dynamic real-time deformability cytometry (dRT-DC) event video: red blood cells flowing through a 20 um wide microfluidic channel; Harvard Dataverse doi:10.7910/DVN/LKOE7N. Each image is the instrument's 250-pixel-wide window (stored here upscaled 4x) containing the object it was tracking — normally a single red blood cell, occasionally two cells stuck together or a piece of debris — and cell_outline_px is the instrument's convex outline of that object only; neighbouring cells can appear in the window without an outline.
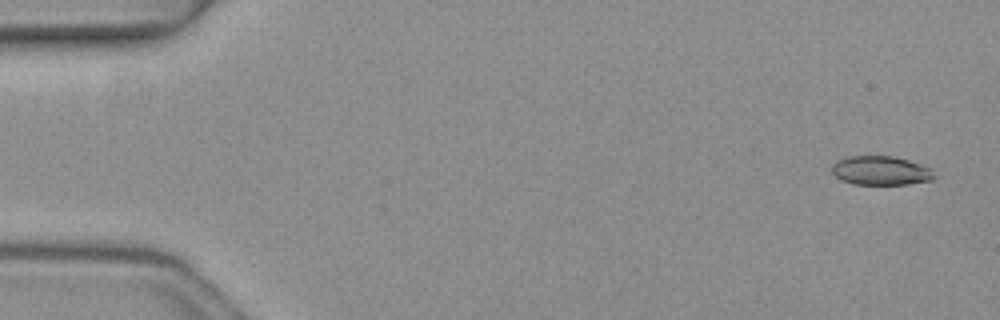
{"species": "common noctule bat (a hibernating species)", "species_latin": "Nyctalus noctula", "temperature_condition": "warm", "stored_images_in_passage": 4, "camera_frame_rate_fps": 3000, "um_per_image_px": 0.085, "animal": {"sex": "female", "body_mass_g": 19.3, "forearm_length_mm": 54.1}, "frame": {"image": 1, "passage_image": 1, "time_ms": 0.0, "image_size_px": [1000, 320], "cell_outline_px": [[936, 176], [932, 180], [908, 184], [856, 184], [840, 180], [832, 172], [832, 164], [836, 160], [848, 156], [892, 156], [908, 160], [928, 168]], "centroid_in_image_um": [74.82, 14.5], "position_along_channel_um": 10.2, "area_um2": 17.17}}
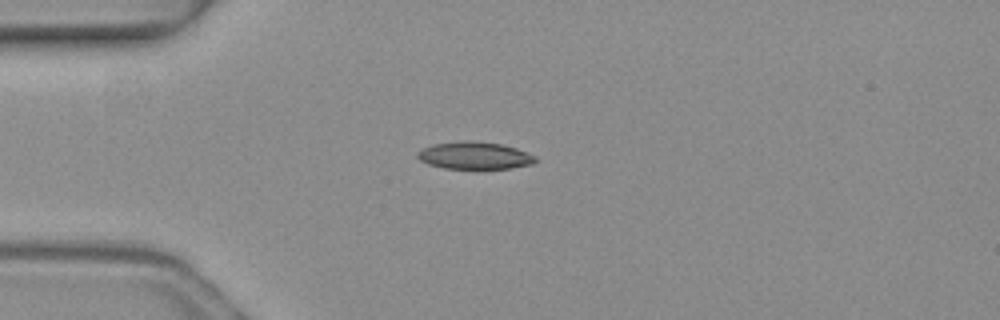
{"frame": {"image": 2, "passage_image": 4, "time_ms": 1.0, "image_size_px": [1000, 320], "cell_outline_px": [[536, 160], [532, 164], [512, 168], [444, 168], [428, 164], [420, 160], [416, 156], [416, 152], [432, 144], [464, 140], [472, 140], [504, 144], [516, 148], [536, 156]], "centroid_in_image_um": [40.33, 13.2], "position_along_channel_um": 44.7, "area_um2": 18.84}}